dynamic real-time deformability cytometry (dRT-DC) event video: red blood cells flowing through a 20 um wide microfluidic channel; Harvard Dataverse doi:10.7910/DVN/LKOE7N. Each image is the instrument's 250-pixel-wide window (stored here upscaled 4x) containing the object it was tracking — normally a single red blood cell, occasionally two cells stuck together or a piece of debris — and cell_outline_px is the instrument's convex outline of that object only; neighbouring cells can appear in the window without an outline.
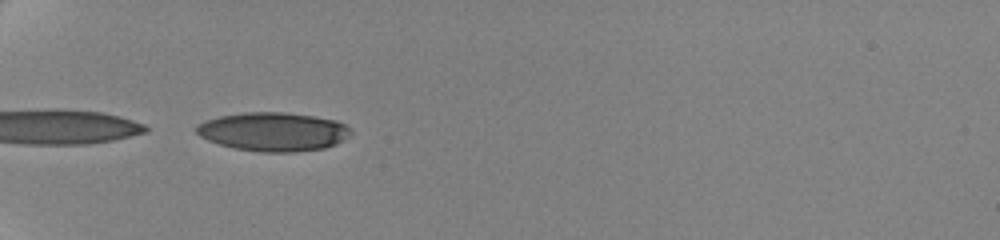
{"species": "human", "species_latin": "Homo sapiens", "temperature_condition": "cold", "stored_images_in_passage": 5, "camera_frame_rate_fps": 3000, "um_per_image_px": 0.085, "donor": {"sex": "female"}, "frame": {"image": 1, "passage_image": 1, "time_ms": 0.0, "image_size_px": [1000, 240], "cell_outline_px": [[352, 132], [344, 140], [336, 144], [324, 148], [296, 152], [264, 152], [236, 148], [220, 144], [208, 140], [200, 136], [196, 132], [196, 124], [204, 120], [220, 116], [244, 112], [284, 112], [316, 116], [336, 120], [352, 128]], "centroid_in_image_um": [23.25, 11.18], "position_along_channel_um": 61.8, "area_um2": 35.03}}